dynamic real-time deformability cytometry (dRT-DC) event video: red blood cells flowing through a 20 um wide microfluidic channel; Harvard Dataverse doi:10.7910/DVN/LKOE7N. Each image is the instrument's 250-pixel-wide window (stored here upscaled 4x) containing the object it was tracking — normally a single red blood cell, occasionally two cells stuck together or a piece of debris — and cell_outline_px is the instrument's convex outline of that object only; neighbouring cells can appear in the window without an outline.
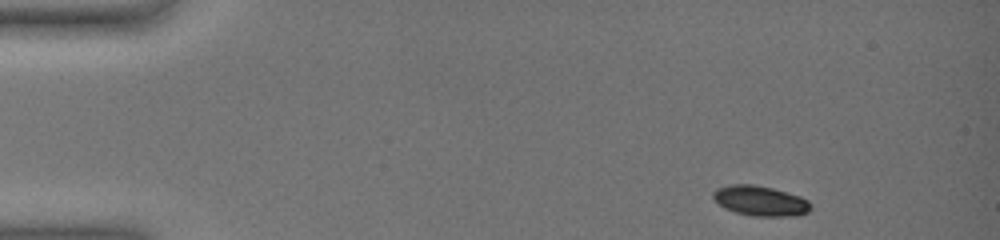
{"species": "common noctule bat (a hibernating species)", "species_latin": "Nyctalus noctula", "temperature_condition": "warm", "stored_images_in_passage": 49, "camera_frame_rate_fps": 3000, "um_per_image_px": 0.085, "animal": {"sex": "female", "body_mass_g": 19.0, "forearm_length_mm": 51.5}, "frame": {"image": 1, "passage_image": 1, "time_ms": 0.0, "image_size_px": [1000, 240], "cell_outline_px": [[812, 208], [808, 212], [800, 216], [752, 216], [736, 212], [724, 208], [712, 196], [712, 192], [716, 188], [728, 184], [752, 184], [772, 188], [800, 196], [808, 200], [812, 204]], "centroid_in_image_um": [64.65, 17.07], "position_along_channel_um": 20.3, "area_um2": 17.28}}
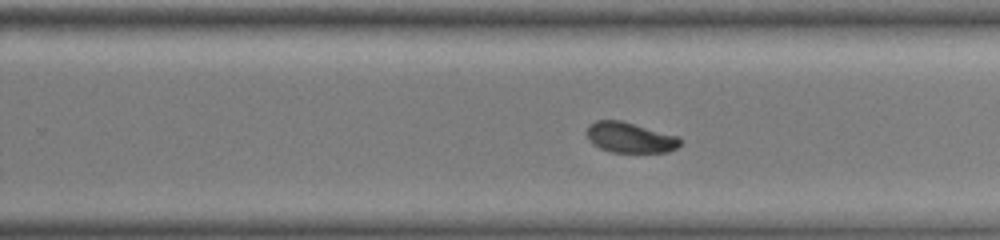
{"frame": {"image": 2, "passage_image": 32, "time_ms": 10.333, "image_size_px": [1000, 240], "cell_outline_px": [[684, 140], [676, 148], [668, 152], [612, 152], [600, 148], [592, 144], [588, 140], [588, 128], [596, 120], [620, 120], [680, 136]], "centroid_in_image_um": [53.61, 11.7], "position_along_channel_um": 276.2, "area_um2": 16.59}}
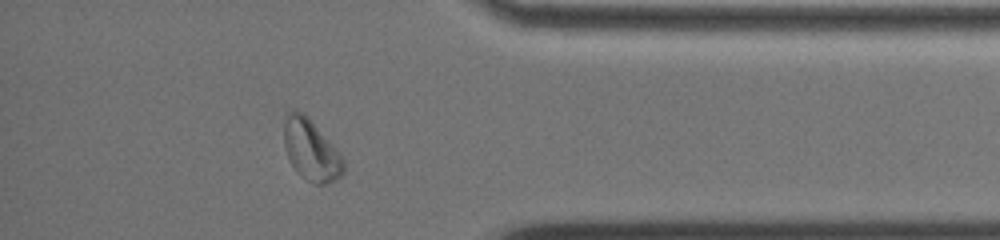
{"frame": {"image": 3, "passage_image": 44, "time_ms": 14.333, "image_size_px": [1000, 240], "cell_outline_px": [[344, 172], [336, 180], [328, 184], [312, 184], [300, 176], [296, 172], [288, 160], [284, 144], [284, 124], [288, 112], [300, 112], [308, 116], [340, 152], [344, 160]], "centroid_in_image_um": [26.45, 12.81], "position_along_channel_um": 408.7, "area_um2": 21.39}, "authors_computed_cell_mechanics": {"area_um2": 17.9758, "velocity_mm_per_s": 3.5031, "shape_relaxation_time_tau1_ms": 3.0554, "shape_relaxation_time_tau2_ms": null, "deformation_change_tau1": 0.1367, "deformation_change_tau2": null}}